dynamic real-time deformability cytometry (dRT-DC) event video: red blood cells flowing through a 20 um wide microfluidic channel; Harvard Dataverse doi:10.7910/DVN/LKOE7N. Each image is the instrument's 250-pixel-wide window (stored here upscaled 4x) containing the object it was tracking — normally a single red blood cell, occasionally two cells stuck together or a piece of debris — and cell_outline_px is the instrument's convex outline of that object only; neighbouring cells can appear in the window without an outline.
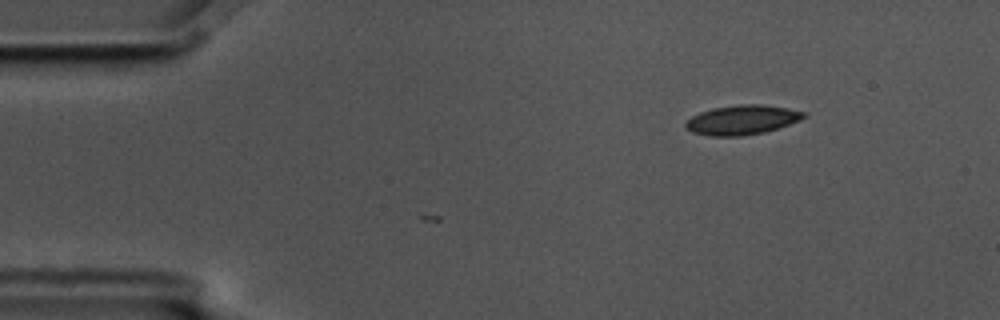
{"species": "common noctule bat (a hibernating species)", "species_latin": "Nyctalus noctula", "temperature_condition": "cold", "stored_images_in_passage": 4, "camera_frame_rate_fps": 3000, "um_per_image_px": 0.085, "animal": {"sex": "male", "body_mass_g": 17.5, "forearm_length_mm": 52.3}, "frame": {"image": 1, "passage_image": 4, "time_ms": 1.0, "image_size_px": [1000, 320], "cell_outline_px": [[808, 116], [800, 120], [764, 132], [740, 136], [708, 136], [692, 132], [684, 128], [684, 124], [692, 116], [700, 112], [712, 108], [740, 104], [760, 104], [788, 108], [808, 112]], "centroid_in_image_um": [63.07, 10.18], "position_along_channel_um": 21.9, "area_um2": 20.4}}